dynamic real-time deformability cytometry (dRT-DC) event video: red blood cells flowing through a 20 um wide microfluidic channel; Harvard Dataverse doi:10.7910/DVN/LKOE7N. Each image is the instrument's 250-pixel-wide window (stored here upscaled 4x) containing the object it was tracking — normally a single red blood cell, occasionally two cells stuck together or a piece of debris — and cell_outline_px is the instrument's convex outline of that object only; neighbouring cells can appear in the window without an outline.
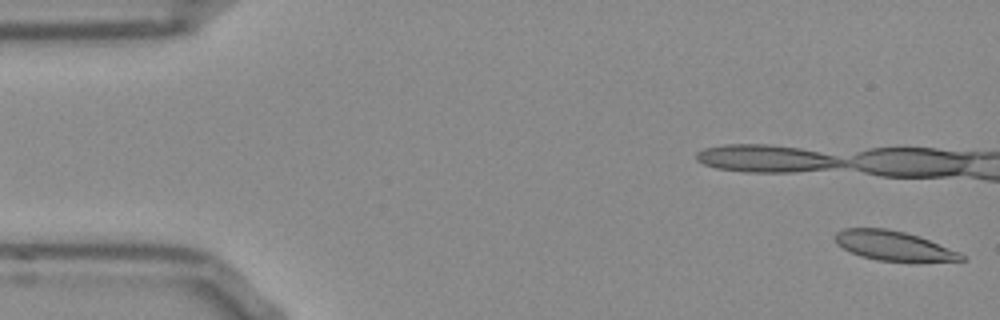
{"species": "Egyptian fruit bat (a non-hibernating species)", "species_latin": "Rousettus aegyptiacus", "temperature_condition": "room temperature", "stored_images_in_passage": 12, "camera_frame_rate_fps": 3000, "um_per_image_px": 0.085, "frame": {"image": 1, "passage_image": 1, "time_ms": 0.0, "image_size_px": [1000, 320], "cell_outline_px": [[968, 260], [916, 264], [876, 260], [860, 256], [836, 244], [836, 232], [844, 228], [884, 228], [904, 232], [920, 236], [960, 252]], "centroid_in_image_um": [76.06, 20.94], "position_along_channel_um": 8.9, "area_um2": 22.54}}